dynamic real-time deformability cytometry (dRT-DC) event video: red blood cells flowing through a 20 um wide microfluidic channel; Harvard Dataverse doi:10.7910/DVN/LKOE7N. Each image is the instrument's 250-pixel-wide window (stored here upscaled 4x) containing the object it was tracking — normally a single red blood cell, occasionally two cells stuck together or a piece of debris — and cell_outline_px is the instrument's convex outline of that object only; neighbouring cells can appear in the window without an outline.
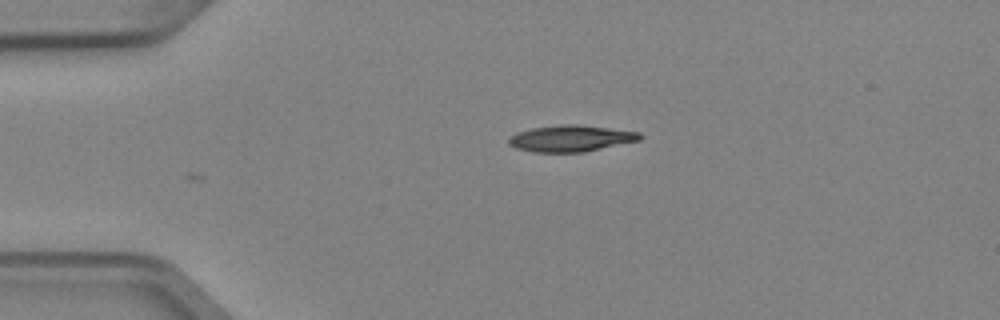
{"species": "Egyptian fruit bat (a non-hibernating species)", "species_latin": "Rousettus aegyptiacus", "temperature_condition": "cold", "stored_images_in_passage": 2, "camera_frame_rate_fps": 3000, "um_per_image_px": 0.085, "animal": {"sex": "female"}, "frame": {"image": 1, "passage_image": 2, "time_ms": 0.333, "image_size_px": [1000, 320], "cell_outline_px": [[644, 136], [640, 140], [584, 152], [532, 152], [516, 148], [508, 144], [508, 136], [516, 132], [532, 128], [560, 124], [576, 124], [640, 132]], "centroid_in_image_um": [48.49, 11.76], "position_along_channel_um": 36.5, "area_um2": 20.29}}